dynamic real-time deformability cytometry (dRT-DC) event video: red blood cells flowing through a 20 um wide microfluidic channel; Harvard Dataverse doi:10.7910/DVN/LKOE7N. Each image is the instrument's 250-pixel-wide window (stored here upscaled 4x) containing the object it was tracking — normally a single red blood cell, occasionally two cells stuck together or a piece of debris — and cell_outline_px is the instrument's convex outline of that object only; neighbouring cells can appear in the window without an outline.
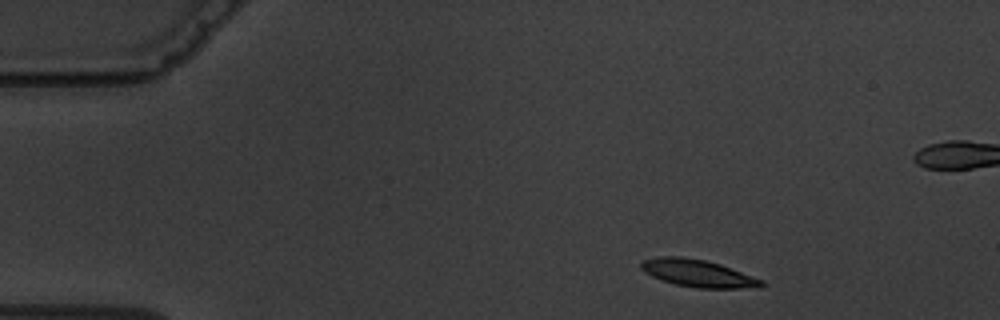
{"species": "common noctule bat (a hibernating species)", "species_latin": "Nyctalus noctula", "temperature_condition": "warm", "stored_images_in_passage": 5, "segment_of_instrument_passage": [1, 2], "camera_frame_rate_fps": 3000, "um_per_image_px": 0.085, "animal": {"sex": "male", "body_mass_g": 19.5, "forearm_length_mm": 54.6}, "frame": {"image": 1, "passage_image": 1, "time_ms": 0.0, "image_size_px": [1000, 320], "cell_outline_px": [[764, 284], [760, 288], [696, 288], [676, 284], [652, 276], [644, 272], [640, 268], [640, 264], [644, 260], [660, 256], [680, 256], [704, 260], [720, 264], [764, 280]], "centroid_in_image_um": [59.35, 23.23], "position_along_channel_um": 25.7, "area_um2": 19.07}}
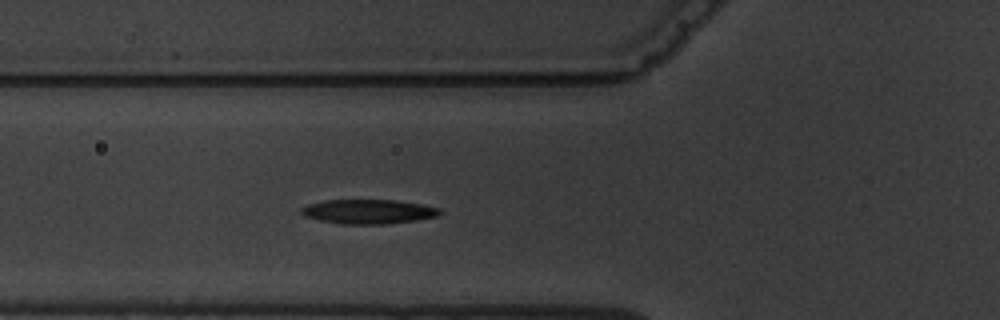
{"frame": {"image": 2, "passage_image": 4, "time_ms": 4.0, "image_size_px": [1000, 320], "cell_outline_px": [[444, 212], [436, 216], [416, 220], [388, 224], [340, 224], [320, 220], [304, 216], [300, 212], [300, 208], [308, 204], [324, 200], [396, 200], [420, 204], [440, 208]], "centroid_in_image_um": [31.3, 17.98], "position_along_channel_um": 94.5, "area_um2": 19.77}}